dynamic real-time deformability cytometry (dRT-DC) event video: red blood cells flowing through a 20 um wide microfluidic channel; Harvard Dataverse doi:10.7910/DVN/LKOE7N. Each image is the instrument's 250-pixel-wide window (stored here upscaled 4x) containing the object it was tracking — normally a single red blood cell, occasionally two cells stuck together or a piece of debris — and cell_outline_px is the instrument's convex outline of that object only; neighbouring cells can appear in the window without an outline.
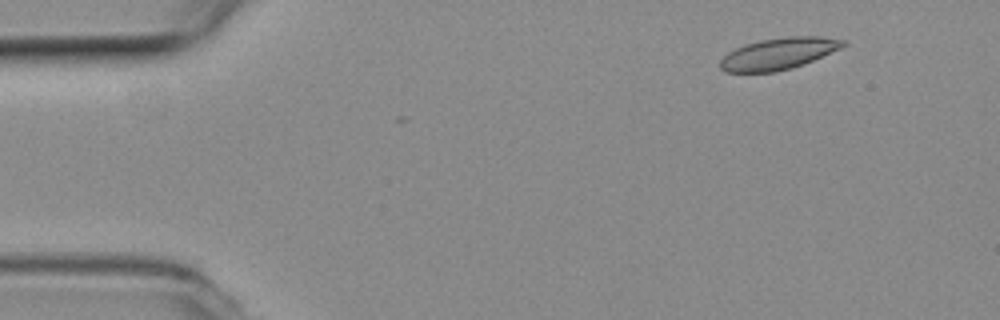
{"species": "common noctule bat (a hibernating species)", "species_latin": "Nyctalus noctula", "temperature_condition": "room temperature", "stored_images_in_passage": 7, "camera_frame_rate_fps": 3000, "um_per_image_px": 0.085, "animal": {"sex": "female", "body_mass_g": 19.3, "forearm_length_mm": 54.1}, "frame": {"image": 1, "passage_image": 1, "time_ms": 0.0, "image_size_px": [1000, 320], "cell_outline_px": [[848, 44], [840, 48], [804, 64], [792, 68], [776, 72], [724, 72], [720, 68], [720, 60], [728, 52], [744, 44], [760, 40], [788, 36], [820, 36], [844, 40]], "centroid_in_image_um": [66.16, 4.56], "position_along_channel_um": 18.8, "area_um2": 22.66}}
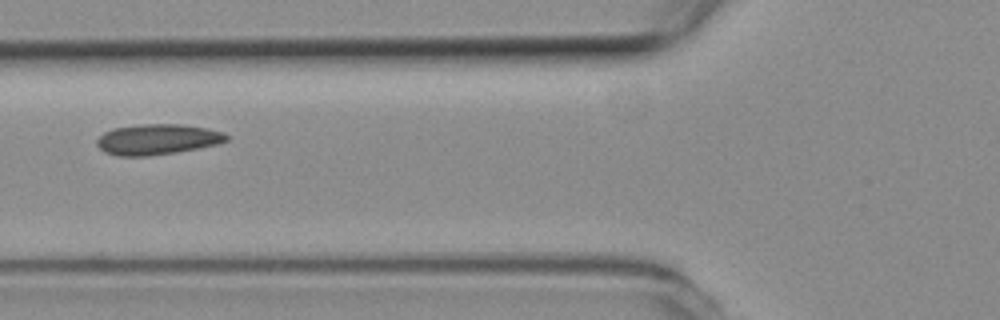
{"frame": {"image": 2, "passage_image": 4, "time_ms": 1.0, "image_size_px": [1000, 320], "cell_outline_px": [[228, 140], [220, 144], [176, 152], [148, 156], [120, 156], [104, 152], [96, 144], [96, 140], [104, 132], [112, 128], [144, 124], [180, 124], [208, 128], [224, 132], [228, 136]], "centroid_in_image_um": [13.39, 11.84], "position_along_channel_um": 112.4, "area_um2": 23.18}}
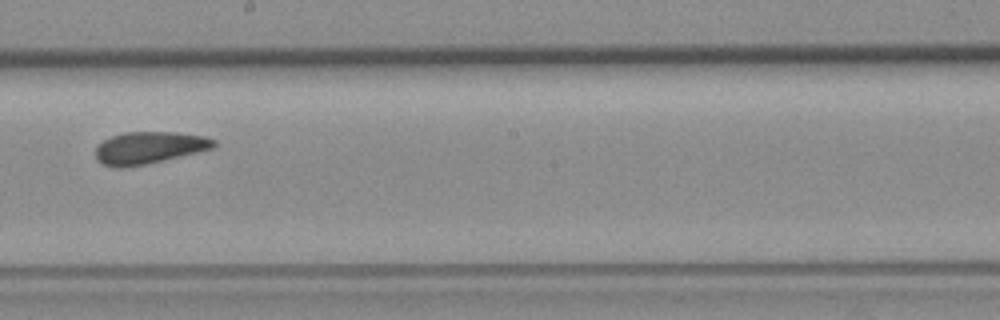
{"frame": {"image": 3, "passage_image": 7, "time_ms": 2.0, "image_size_px": [1000, 320], "cell_outline_px": [[216, 144], [212, 148], [196, 152], [144, 164], [124, 168], [116, 168], [100, 164], [96, 160], [96, 148], [104, 140], [112, 136], [124, 132], [176, 132], [204, 136], [216, 140]], "centroid_in_image_um": [12.63, 12.56], "position_along_channel_um": 235.6, "area_um2": 21.91}}